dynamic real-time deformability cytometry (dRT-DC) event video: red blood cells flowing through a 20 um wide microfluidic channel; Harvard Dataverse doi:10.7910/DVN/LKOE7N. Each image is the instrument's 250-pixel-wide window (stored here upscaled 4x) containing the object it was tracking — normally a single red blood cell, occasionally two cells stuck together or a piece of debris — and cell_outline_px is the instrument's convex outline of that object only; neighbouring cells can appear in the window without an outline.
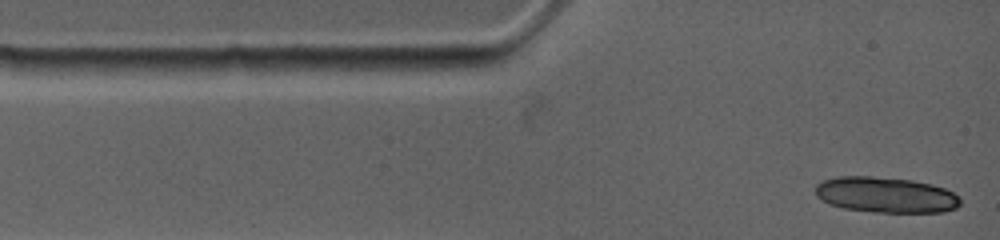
{"species": "common noctule bat (a hibernating species)", "species_latin": "Nyctalus noctula", "temperature_condition": "warm", "stored_images_in_passage": 1, "camera_frame_rate_fps": 4500, "um_per_image_px": 0.085, "animal": {"sex": "female", "body_mass_g": 19.0, "forearm_length_mm": 53.3}, "frame": {"image": 1, "passage_image": 1, "time_ms": 0.0, "image_size_px": [1000, 240], "cell_outline_px": [[960, 204], [956, 208], [944, 212], [876, 212], [844, 208], [832, 204], [816, 196], [816, 184], [820, 180], [836, 176], [872, 176], [912, 180], [932, 184], [944, 188], [952, 192], [960, 200]], "centroid_in_image_um": [75.27, 16.55], "position_along_channel_um": 9.7, "area_um2": 30.06}}